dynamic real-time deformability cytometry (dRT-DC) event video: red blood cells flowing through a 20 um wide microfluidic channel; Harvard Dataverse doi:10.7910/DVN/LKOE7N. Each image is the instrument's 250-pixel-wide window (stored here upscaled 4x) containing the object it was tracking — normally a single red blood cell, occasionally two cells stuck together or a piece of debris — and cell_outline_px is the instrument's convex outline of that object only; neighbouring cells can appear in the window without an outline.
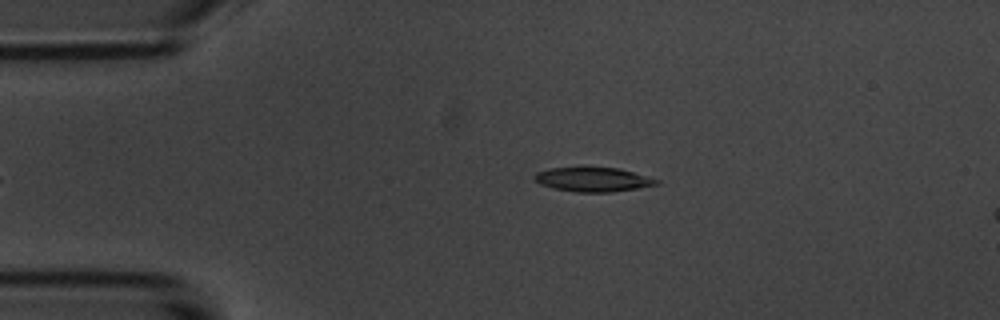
{"species": "common noctule bat (a hibernating species)", "species_latin": "Nyctalus noctula", "temperature_condition": "room temperature", "stored_images_in_passage": 2, "camera_frame_rate_fps": 3000, "um_per_image_px": 0.085, "animal": {"sex": "male", "body_mass_g": 20.1, "forearm_length_mm": 53.5}, "frame": {"image": 1, "passage_image": 1, "time_ms": 0.0, "image_size_px": [1000, 320], "cell_outline_px": [[660, 184], [612, 192], [576, 192], [552, 188], [540, 184], [532, 180], [532, 176], [536, 172], [548, 168], [580, 164], [620, 168], [660, 180]], "centroid_in_image_um": [50.32, 15.2], "position_along_channel_um": 34.7, "area_um2": 18.32}}